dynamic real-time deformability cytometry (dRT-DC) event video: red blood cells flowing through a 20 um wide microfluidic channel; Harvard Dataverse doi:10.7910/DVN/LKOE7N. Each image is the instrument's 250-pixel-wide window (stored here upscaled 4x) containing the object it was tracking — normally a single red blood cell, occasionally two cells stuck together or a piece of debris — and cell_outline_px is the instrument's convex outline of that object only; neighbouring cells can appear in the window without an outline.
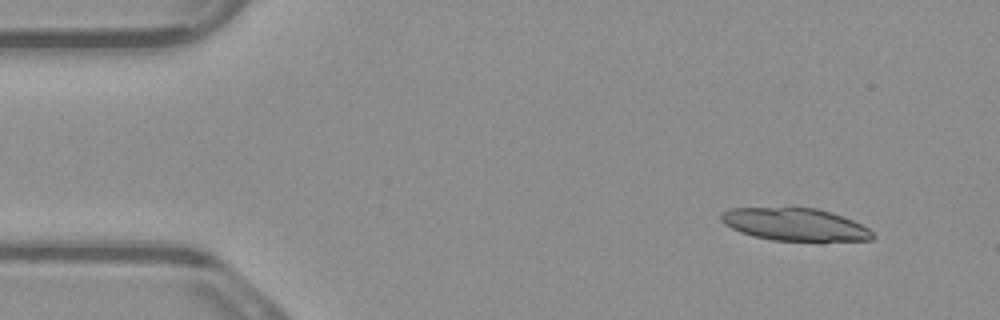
{"species": "common noctule bat (a hibernating species)", "species_latin": "Nyctalus noctula", "temperature_condition": "warm", "stored_images_in_passage": 5, "segment_of_instrument_passage": [2, 2], "camera_frame_rate_fps": 3000, "um_per_image_px": 0.085, "animal": {"sex": "male", "body_mass_g": 23.1, "forearm_length_mm": 52.7}, "frame": {"image": 1, "passage_image": 5, "time_ms": 1.333, "image_size_px": [1000, 320], "cell_outline_px": [[876, 236], [872, 240], [820, 244], [772, 240], [752, 236], [740, 232], [724, 224], [720, 220], [720, 216], [724, 212], [732, 208], [816, 208], [832, 212], [852, 220], [868, 228]], "centroid_in_image_um": [67.67, 19.14], "position_along_channel_um": 17.3, "area_um2": 29.82}}